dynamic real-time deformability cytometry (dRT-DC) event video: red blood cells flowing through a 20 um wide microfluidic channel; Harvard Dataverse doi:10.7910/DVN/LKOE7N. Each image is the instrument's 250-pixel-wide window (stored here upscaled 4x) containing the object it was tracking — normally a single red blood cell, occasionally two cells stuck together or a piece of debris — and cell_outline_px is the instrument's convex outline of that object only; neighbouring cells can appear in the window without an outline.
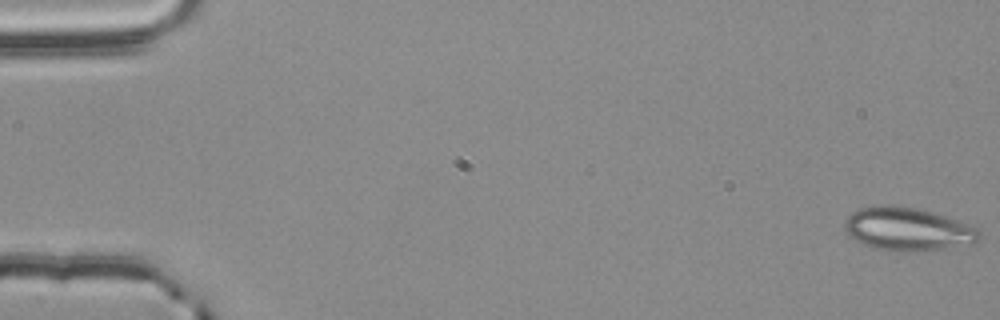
{"species": "common noctule bat (a hibernating species)", "species_latin": "Nyctalus noctula", "temperature_condition": "room temperature", "stored_images_in_passage": 56, "camera_frame_rate_fps": 3000, "um_per_image_px": 0.085, "animal": {"sex": "male", "body_mass_g": 20.4}, "frame": {"image": 1, "passage_image": 1, "time_ms": 0.0, "image_size_px": [1000, 320], "cell_outline_px": [[980, 240], [972, 244], [916, 252], [896, 252], [872, 248], [848, 236], [844, 228], [844, 224], [848, 216], [852, 212], [860, 208], [916, 208], [956, 220], [976, 228], [980, 232]], "centroid_in_image_um": [77.16, 19.54], "position_along_channel_um": 7.8, "area_um2": 33.06}}
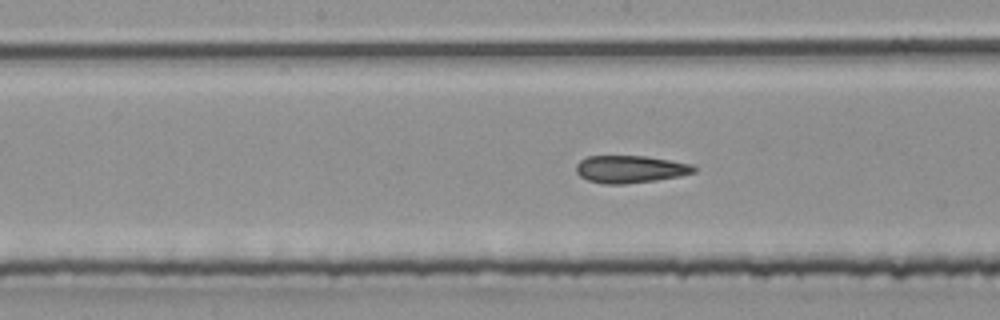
{"frame": {"image": 2, "passage_image": 29, "time_ms": 9.333, "image_size_px": [1000, 320], "cell_outline_px": [[696, 172], [680, 176], [656, 180], [624, 184], [604, 184], [588, 180], [580, 176], [576, 172], [576, 164], [580, 160], [588, 156], [648, 156], [692, 164], [696, 168]], "centroid_in_image_um": [53.57, 14.38], "position_along_channel_um": 194.6, "area_um2": 18.9}}
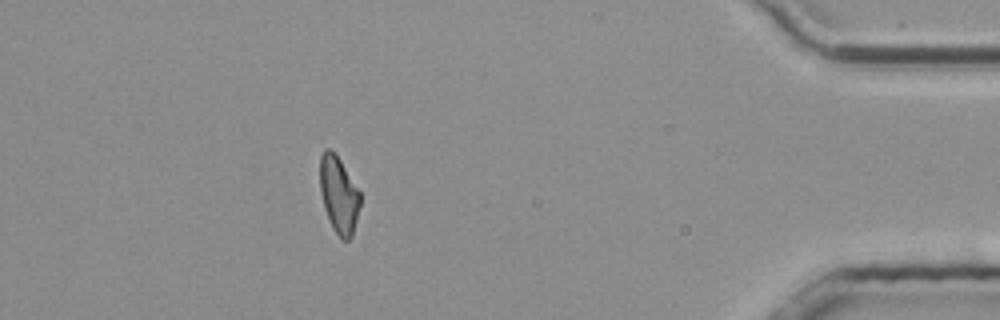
{"frame": {"image": 3, "passage_image": 50, "time_ms": 16.333, "image_size_px": [1000, 320], "cell_outline_px": [[360, 204], [352, 236], [348, 240], [340, 240], [332, 228], [324, 208], [320, 192], [320, 156], [324, 148], [328, 148], [340, 160], [360, 192]], "centroid_in_image_um": [28.78, 16.59], "position_along_channel_um": 406.4, "area_um2": 17.92}, "authors_computed_cell_mechanics": {"area_um2": 19.2474, "velocity_mm_per_s": 3.7752, "shape_relaxation_time_tau1_ms": null, "shape_relaxation_time_tau2_ms": 4.349, "deformation_change_tau1": null, "deformation_change_tau2": 0.1286}}